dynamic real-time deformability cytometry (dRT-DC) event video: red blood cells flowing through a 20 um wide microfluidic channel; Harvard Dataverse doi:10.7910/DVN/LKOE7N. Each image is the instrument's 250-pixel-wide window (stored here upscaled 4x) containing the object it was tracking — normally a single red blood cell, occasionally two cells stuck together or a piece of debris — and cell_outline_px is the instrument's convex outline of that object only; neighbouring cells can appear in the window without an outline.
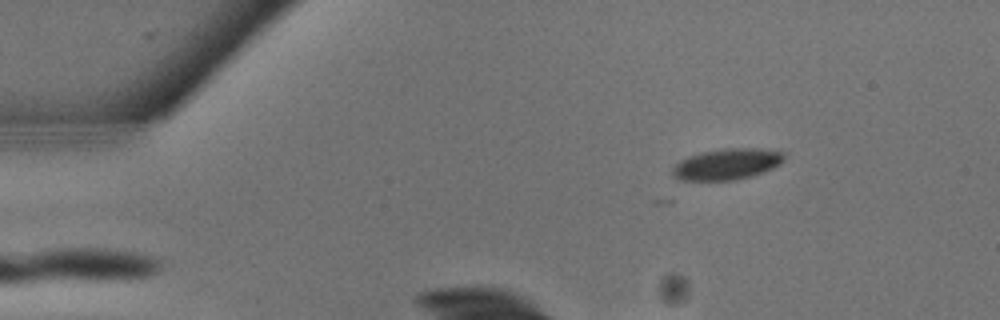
{"species": "common noctule bat (a hibernating species)", "species_latin": "Nyctalus noctula", "temperature_condition": "warm", "stored_images_in_passage": 7, "camera_frame_rate_fps": 3000, "um_per_image_px": 0.085, "animal": {"sex": "male", "body_mass_g": 13.3}, "frame": {"image": 1, "passage_image": 1, "time_ms": 0.0, "image_size_px": [1000, 320], "cell_outline_px": [[784, 160], [780, 164], [764, 172], [752, 176], [736, 180], [680, 180], [672, 176], [672, 168], [680, 160], [704, 152], [724, 148], [756, 148], [784, 152]], "centroid_in_image_um": [61.81, 13.96], "position_along_channel_um": 23.2, "area_um2": 20.11}}